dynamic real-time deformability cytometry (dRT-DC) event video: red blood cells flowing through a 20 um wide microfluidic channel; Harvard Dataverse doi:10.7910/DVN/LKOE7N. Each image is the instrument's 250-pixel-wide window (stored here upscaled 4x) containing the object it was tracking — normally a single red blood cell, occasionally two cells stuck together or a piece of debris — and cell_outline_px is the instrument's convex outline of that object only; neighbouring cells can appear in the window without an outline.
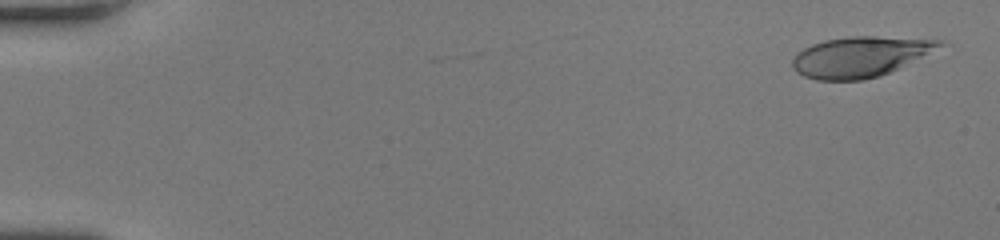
{"species": "human", "species_latin": "Homo sapiens", "temperature_condition": "room temperature", "stored_images_in_passage": 45, "camera_frame_rate_fps": 3000, "um_per_image_px": 0.085, "donor": {"sex": "female"}, "frame": {"image": 1, "passage_image": 2, "time_ms": 0.333, "image_size_px": [1000, 240], "cell_outline_px": [[952, 44], [880, 76], [864, 80], [816, 80], [804, 76], [796, 72], [792, 68], [792, 60], [796, 52], [812, 44], [824, 40], [852, 36], [876, 36], [944, 40]], "centroid_in_image_um": [73.18, 4.81], "position_along_channel_um": 11.8, "area_um2": 35.2}}
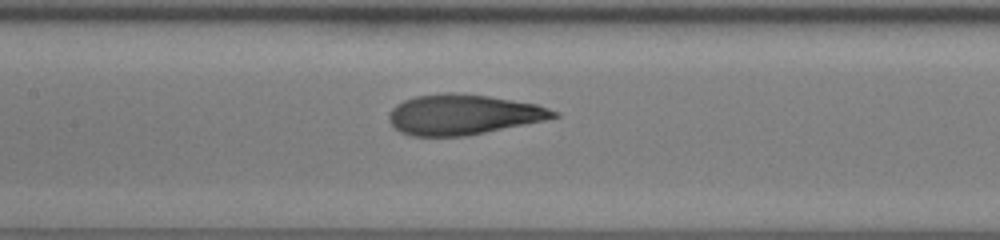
{"frame": {"image": 2, "passage_image": 25, "time_ms": 8.0, "image_size_px": [1000, 240], "cell_outline_px": [[560, 116], [544, 120], [464, 136], [412, 136], [400, 132], [388, 120], [388, 112], [396, 104], [404, 100], [416, 96], [444, 92], [448, 92], [488, 96], [536, 104], [560, 112]], "centroid_in_image_um": [39.33, 9.73], "position_along_channel_um": 168.1, "area_um2": 38.38}}
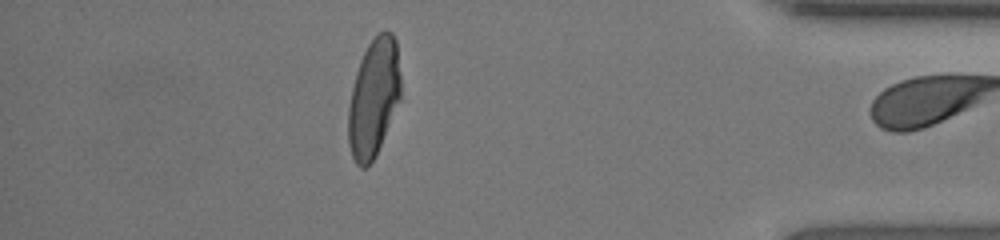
{"frame": {"image": 3, "passage_image": 44, "time_ms": 14.333, "image_size_px": [1000, 240], "cell_outline_px": [[400, 100], [376, 156], [364, 168], [360, 168], [356, 164], [352, 156], [348, 144], [348, 108], [352, 88], [356, 72], [360, 60], [368, 44], [380, 32], [392, 32], [396, 40], [400, 76]], "centroid_in_image_um": [31.75, 8.34], "position_along_channel_um": 403.4, "area_um2": 36.01}, "authors_computed_cell_mechanics": {"area_um2": 38.3792, "velocity_mm_per_s": 4.2838, "shape_relaxation_time_tau1_ms": 4.2904, "shape_relaxation_time_tau2_ms": 0.8107, "deformation_change_tau1": 0.2242, "deformation_change_tau2": 0.0788}}